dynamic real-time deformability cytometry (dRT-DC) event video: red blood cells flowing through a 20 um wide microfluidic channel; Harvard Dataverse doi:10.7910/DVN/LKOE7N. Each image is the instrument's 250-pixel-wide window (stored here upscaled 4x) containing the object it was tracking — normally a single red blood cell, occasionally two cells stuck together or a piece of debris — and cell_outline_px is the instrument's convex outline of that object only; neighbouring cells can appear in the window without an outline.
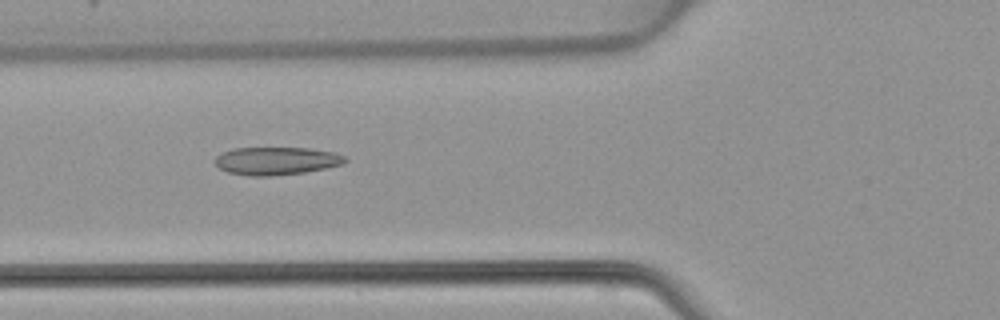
{"species": "common noctule bat (a hibernating species)", "species_latin": "Nyctalus noctula", "temperature_condition": "warm", "stored_images_in_passage": 48, "camera_frame_rate_fps": 3000, "um_per_image_px": 0.085, "animal": {"sex": "female", "body_mass_g": 22.7, "forearm_length_mm": 54.2}, "frame": {"image": 1, "passage_image": 18, "time_ms": 5.667, "image_size_px": [1000, 320], "cell_outline_px": [[348, 160], [344, 164], [304, 172], [272, 176], [248, 176], [228, 172], [220, 168], [212, 160], [216, 156], [232, 148], [312, 148], [336, 152], [348, 156]], "centroid_in_image_um": [23.53, 13.67], "position_along_channel_um": 102.3, "area_um2": 21.39}}
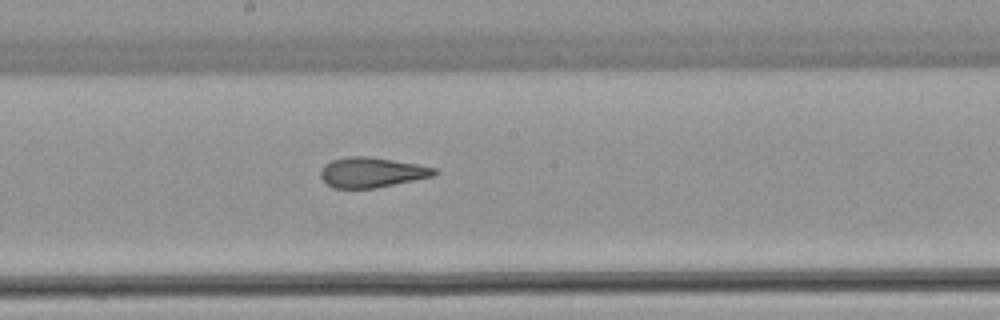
{"frame": {"image": 2, "passage_image": 26, "time_ms": 8.333, "image_size_px": [1000, 320], "cell_outline_px": [[440, 172], [432, 176], [376, 188], [332, 188], [320, 176], [320, 172], [324, 164], [332, 160], [348, 156], [368, 156], [416, 164], [436, 168]], "centroid_in_image_um": [31.58, 14.65], "position_along_channel_um": 216.6, "area_um2": 19.83}}
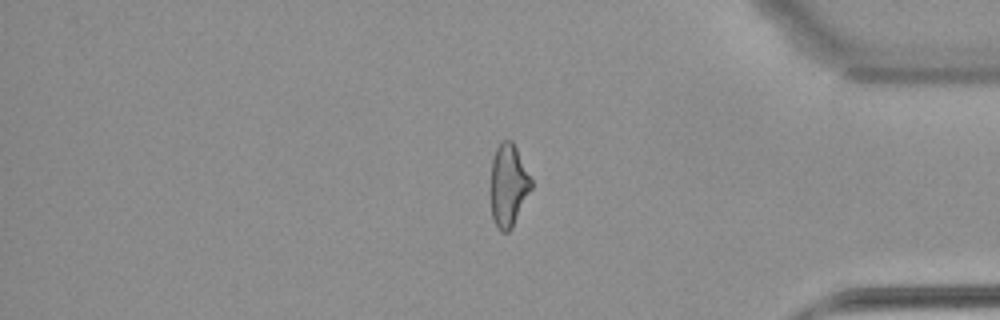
{"frame": {"image": 3, "passage_image": 40, "time_ms": 13.0, "image_size_px": [1000, 320], "cell_outline_px": [[532, 188], [512, 228], [508, 232], [500, 232], [496, 228], [492, 216], [492, 160], [496, 148], [504, 140], [512, 140], [532, 180]], "centroid_in_image_um": [43.23, 15.79], "position_along_channel_um": 392.0, "area_um2": 19.19}}